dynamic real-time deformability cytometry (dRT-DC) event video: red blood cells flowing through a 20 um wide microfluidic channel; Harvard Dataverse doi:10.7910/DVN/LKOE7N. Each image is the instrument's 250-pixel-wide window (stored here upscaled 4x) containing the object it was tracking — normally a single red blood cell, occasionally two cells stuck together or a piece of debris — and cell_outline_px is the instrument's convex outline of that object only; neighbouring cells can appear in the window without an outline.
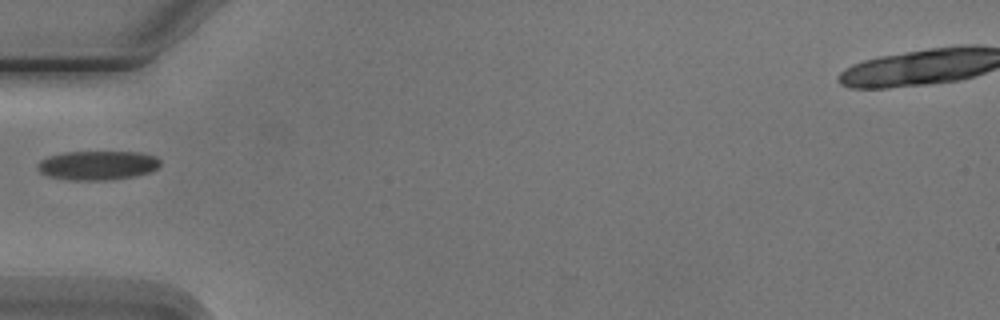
{"species": "Egyptian fruit bat (a non-hibernating species)", "species_latin": "Rousettus aegyptiacus", "temperature_condition": "cold", "stored_images_in_passage": 1, "camera_frame_rate_fps": 3000, "um_per_image_px": 0.085, "animal": {"sex": "male"}, "frame": {"image": 1, "passage_image": 1, "time_ms": 0.0, "image_size_px": [1000, 320], "cell_outline_px": [[160, 164], [152, 172], [136, 176], [112, 180], [68, 180], [48, 176], [40, 172], [36, 168], [36, 164], [40, 160], [48, 156], [64, 152], [140, 152], [156, 156], [160, 160]], "centroid_in_image_um": [8.29, 14.06], "position_along_channel_um": 76.7, "area_um2": 21.15}}